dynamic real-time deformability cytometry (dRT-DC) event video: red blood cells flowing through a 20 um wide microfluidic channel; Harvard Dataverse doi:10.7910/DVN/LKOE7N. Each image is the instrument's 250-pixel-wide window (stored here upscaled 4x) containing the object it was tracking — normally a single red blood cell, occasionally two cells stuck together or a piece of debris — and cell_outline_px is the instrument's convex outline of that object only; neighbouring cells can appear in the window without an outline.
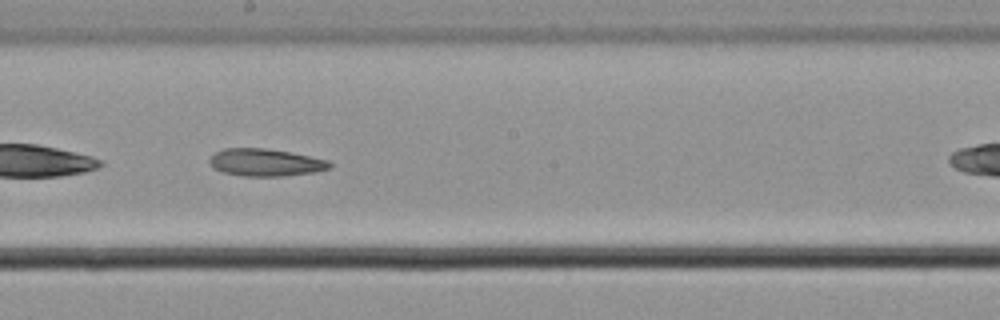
{"species": "common noctule bat (a hibernating species)", "species_latin": "Nyctalus noctula", "temperature_condition": "cold", "stored_images_in_passage": 34, "camera_frame_rate_fps": 3000, "um_per_image_px": 0.085, "animal": {"sex": "male", "body_mass_g": 21.5, "forearm_length_mm": 52.0}, "frame": {"image": 1, "passage_image": 15, "time_ms": 4.667, "image_size_px": [1000, 320], "cell_outline_px": [[332, 168], [316, 172], [284, 176], [244, 176], [224, 172], [216, 168], [208, 160], [216, 152], [224, 148], [264, 148], [292, 152], [328, 160], [332, 164]], "centroid_in_image_um": [22.64, 13.8], "position_along_channel_um": 225.6, "area_um2": 19.13}}
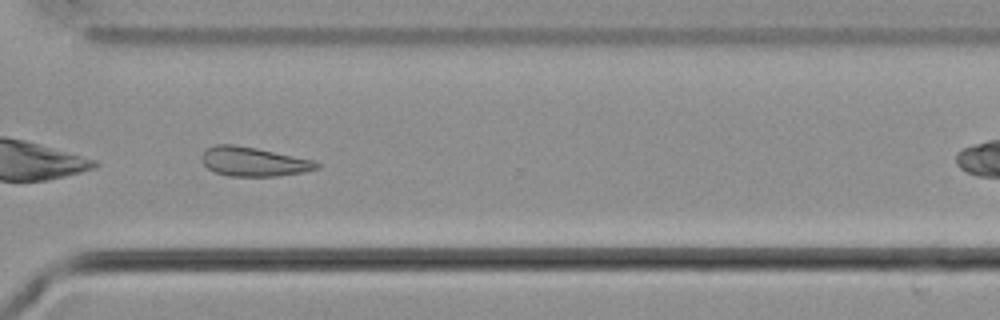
{"frame": {"image": 2, "passage_image": 25, "time_ms": 8.0, "image_size_px": [1000, 320], "cell_outline_px": [[320, 168], [304, 172], [276, 176], [228, 176], [216, 172], [208, 168], [204, 164], [200, 156], [204, 148], [216, 144], [236, 144], [256, 148], [312, 160], [320, 164]], "centroid_in_image_um": [21.51, 13.73], "position_along_channel_um": 349.1, "area_um2": 19.59}}